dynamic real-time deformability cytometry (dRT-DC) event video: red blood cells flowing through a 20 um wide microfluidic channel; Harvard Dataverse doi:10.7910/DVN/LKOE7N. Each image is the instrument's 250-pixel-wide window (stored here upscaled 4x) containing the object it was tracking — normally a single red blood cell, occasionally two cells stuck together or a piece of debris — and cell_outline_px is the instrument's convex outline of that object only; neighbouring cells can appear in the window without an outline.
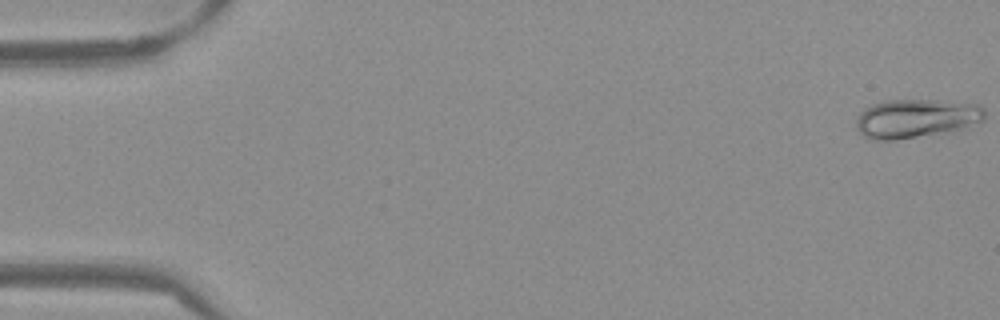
{"species": "Egyptian fruit bat (a non-hibernating species)", "species_latin": "Rousettus aegyptiacus", "temperature_condition": "warm", "stored_images_in_passage": 53, "camera_frame_rate_fps": 3000, "um_per_image_px": 0.085, "frame": {"image": 1, "passage_image": 1, "time_ms": 0.0, "image_size_px": [1000, 320], "cell_outline_px": [[984, 120], [968, 128], [948, 132], [896, 140], [872, 140], [864, 136], [856, 128], [856, 116], [864, 108], [872, 104], [888, 100], [932, 100], [980, 104], [984, 108]], "centroid_in_image_um": [77.87, 10.08], "position_along_channel_um": 7.1, "area_um2": 29.48}}
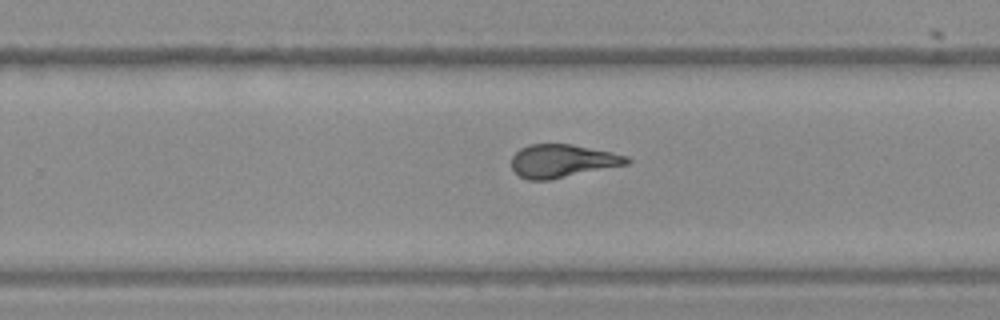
{"frame": {"image": 2, "passage_image": 34, "time_ms": 11.0, "image_size_px": [1000, 320], "cell_outline_px": [[632, 160], [628, 164], [548, 180], [528, 180], [520, 176], [512, 168], [512, 156], [520, 148], [528, 144], [572, 144], [612, 152], [628, 156]], "centroid_in_image_um": [47.81, 13.67], "position_along_channel_um": 282.0, "area_um2": 22.2}}
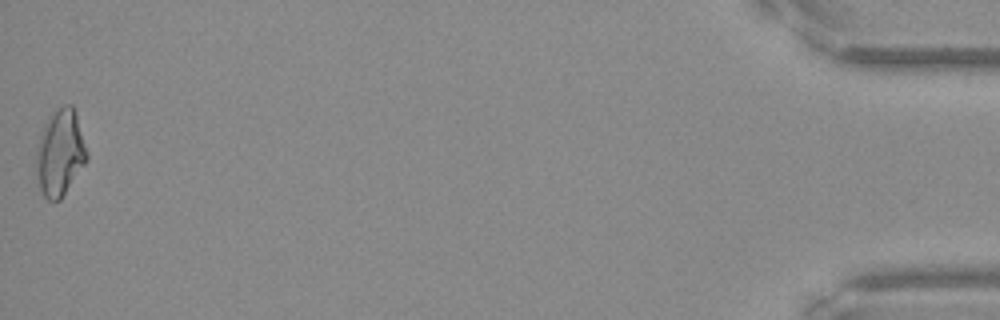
{"frame": {"image": 3, "passage_image": 53, "time_ms": 17.333, "image_size_px": [1000, 320], "cell_outline_px": [[88, 160], [60, 200], [48, 200], [44, 196], [40, 188], [36, 176], [36, 148], [40, 132], [48, 116], [52, 112], [64, 104], [72, 104], [76, 112], [88, 152]], "centroid_in_image_um": [5.1, 12.96], "position_along_channel_um": 430.1, "area_um2": 25.84}, "authors_computed_cell_mechanics": {"area_um2": 23.12, "velocity_mm_per_s": 3.8514, "shape_relaxation_time_tau1_ms": 8.1813, "shape_relaxation_time_tau2_ms": 1.1507, "deformation_change_tau1": 0.2414, "deformation_change_tau2": 0.069}}